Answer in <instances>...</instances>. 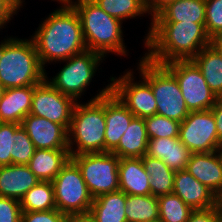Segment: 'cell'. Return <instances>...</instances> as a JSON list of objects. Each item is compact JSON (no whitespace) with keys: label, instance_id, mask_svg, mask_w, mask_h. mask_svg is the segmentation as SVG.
<instances>
[{"label":"cell","instance_id":"6da1fadb","mask_svg":"<svg viewBox=\"0 0 222 222\" xmlns=\"http://www.w3.org/2000/svg\"><path fill=\"white\" fill-rule=\"evenodd\" d=\"M145 36V57L156 64L189 60L210 45L205 23L151 22Z\"/></svg>","mask_w":222,"mask_h":222},{"label":"cell","instance_id":"7a4b0ae2","mask_svg":"<svg viewBox=\"0 0 222 222\" xmlns=\"http://www.w3.org/2000/svg\"><path fill=\"white\" fill-rule=\"evenodd\" d=\"M31 39L43 67L87 50L78 13L71 5H62L49 14Z\"/></svg>","mask_w":222,"mask_h":222},{"label":"cell","instance_id":"3957f363","mask_svg":"<svg viewBox=\"0 0 222 222\" xmlns=\"http://www.w3.org/2000/svg\"><path fill=\"white\" fill-rule=\"evenodd\" d=\"M110 91L111 84H108L87 103H76L68 130L70 156L104 152L105 95Z\"/></svg>","mask_w":222,"mask_h":222},{"label":"cell","instance_id":"277c9868","mask_svg":"<svg viewBox=\"0 0 222 222\" xmlns=\"http://www.w3.org/2000/svg\"><path fill=\"white\" fill-rule=\"evenodd\" d=\"M70 5L78 13L87 50L103 57L108 53L127 55L122 21L107 14L93 0H73Z\"/></svg>","mask_w":222,"mask_h":222},{"label":"cell","instance_id":"5b68a950","mask_svg":"<svg viewBox=\"0 0 222 222\" xmlns=\"http://www.w3.org/2000/svg\"><path fill=\"white\" fill-rule=\"evenodd\" d=\"M46 79L31 38L7 37L0 42V84L4 89L38 85Z\"/></svg>","mask_w":222,"mask_h":222},{"label":"cell","instance_id":"8992f818","mask_svg":"<svg viewBox=\"0 0 222 222\" xmlns=\"http://www.w3.org/2000/svg\"><path fill=\"white\" fill-rule=\"evenodd\" d=\"M138 63L139 76L151 85L157 105L156 114L181 123L190 111L175 76L164 65L151 62L145 56Z\"/></svg>","mask_w":222,"mask_h":222},{"label":"cell","instance_id":"52a82bcc","mask_svg":"<svg viewBox=\"0 0 222 222\" xmlns=\"http://www.w3.org/2000/svg\"><path fill=\"white\" fill-rule=\"evenodd\" d=\"M93 198L119 191L120 158L112 152L84 153L71 156Z\"/></svg>","mask_w":222,"mask_h":222},{"label":"cell","instance_id":"ba28073f","mask_svg":"<svg viewBox=\"0 0 222 222\" xmlns=\"http://www.w3.org/2000/svg\"><path fill=\"white\" fill-rule=\"evenodd\" d=\"M102 60L105 59L101 54L86 50L60 61L66 62L63 68L52 79H49L46 73V80L56 90L78 102V99L82 98V94L86 91L87 86L92 82L98 66L103 62Z\"/></svg>","mask_w":222,"mask_h":222},{"label":"cell","instance_id":"9c48e42d","mask_svg":"<svg viewBox=\"0 0 222 222\" xmlns=\"http://www.w3.org/2000/svg\"><path fill=\"white\" fill-rule=\"evenodd\" d=\"M56 209L61 213H88L94 198L77 164L70 158L52 181Z\"/></svg>","mask_w":222,"mask_h":222},{"label":"cell","instance_id":"30bf717a","mask_svg":"<svg viewBox=\"0 0 222 222\" xmlns=\"http://www.w3.org/2000/svg\"><path fill=\"white\" fill-rule=\"evenodd\" d=\"M179 83L188 110L211 109L217 100L216 94L207 85L201 71L191 60H174L163 64Z\"/></svg>","mask_w":222,"mask_h":222},{"label":"cell","instance_id":"8fae6325","mask_svg":"<svg viewBox=\"0 0 222 222\" xmlns=\"http://www.w3.org/2000/svg\"><path fill=\"white\" fill-rule=\"evenodd\" d=\"M134 78L131 70L119 78L111 77V91L135 117L145 118L156 114L157 105L151 85L143 77L139 82Z\"/></svg>","mask_w":222,"mask_h":222},{"label":"cell","instance_id":"7c38bea8","mask_svg":"<svg viewBox=\"0 0 222 222\" xmlns=\"http://www.w3.org/2000/svg\"><path fill=\"white\" fill-rule=\"evenodd\" d=\"M77 101L56 90L46 79L34 85L30 114L46 118L69 130Z\"/></svg>","mask_w":222,"mask_h":222},{"label":"cell","instance_id":"4fadbf2b","mask_svg":"<svg viewBox=\"0 0 222 222\" xmlns=\"http://www.w3.org/2000/svg\"><path fill=\"white\" fill-rule=\"evenodd\" d=\"M179 140L192 153L214 152L220 142L211 109L189 112L180 123Z\"/></svg>","mask_w":222,"mask_h":222},{"label":"cell","instance_id":"5bb4252c","mask_svg":"<svg viewBox=\"0 0 222 222\" xmlns=\"http://www.w3.org/2000/svg\"><path fill=\"white\" fill-rule=\"evenodd\" d=\"M21 125L35 149H68V130L64 126L30 113Z\"/></svg>","mask_w":222,"mask_h":222},{"label":"cell","instance_id":"9a60e30c","mask_svg":"<svg viewBox=\"0 0 222 222\" xmlns=\"http://www.w3.org/2000/svg\"><path fill=\"white\" fill-rule=\"evenodd\" d=\"M135 116L119 98L110 91L105 95V139L104 152H112Z\"/></svg>","mask_w":222,"mask_h":222},{"label":"cell","instance_id":"2e32d148","mask_svg":"<svg viewBox=\"0 0 222 222\" xmlns=\"http://www.w3.org/2000/svg\"><path fill=\"white\" fill-rule=\"evenodd\" d=\"M173 193L193 210H205L214 206V192L198 181L186 169L176 171Z\"/></svg>","mask_w":222,"mask_h":222},{"label":"cell","instance_id":"e0dca14e","mask_svg":"<svg viewBox=\"0 0 222 222\" xmlns=\"http://www.w3.org/2000/svg\"><path fill=\"white\" fill-rule=\"evenodd\" d=\"M40 180L28 165L10 164L0 167V197L21 200Z\"/></svg>","mask_w":222,"mask_h":222},{"label":"cell","instance_id":"ac0fdd59","mask_svg":"<svg viewBox=\"0 0 222 222\" xmlns=\"http://www.w3.org/2000/svg\"><path fill=\"white\" fill-rule=\"evenodd\" d=\"M34 86L5 89L0 101V123L22 124L31 110Z\"/></svg>","mask_w":222,"mask_h":222},{"label":"cell","instance_id":"d6986e66","mask_svg":"<svg viewBox=\"0 0 222 222\" xmlns=\"http://www.w3.org/2000/svg\"><path fill=\"white\" fill-rule=\"evenodd\" d=\"M146 155L162 160L171 170H185L192 152L177 138L149 139Z\"/></svg>","mask_w":222,"mask_h":222},{"label":"cell","instance_id":"ffe728a7","mask_svg":"<svg viewBox=\"0 0 222 222\" xmlns=\"http://www.w3.org/2000/svg\"><path fill=\"white\" fill-rule=\"evenodd\" d=\"M185 169L214 193L222 187V164L215 151L192 153Z\"/></svg>","mask_w":222,"mask_h":222},{"label":"cell","instance_id":"44dd1931","mask_svg":"<svg viewBox=\"0 0 222 222\" xmlns=\"http://www.w3.org/2000/svg\"><path fill=\"white\" fill-rule=\"evenodd\" d=\"M205 17V0H173L164 5L151 21L205 23Z\"/></svg>","mask_w":222,"mask_h":222},{"label":"cell","instance_id":"7402d4cb","mask_svg":"<svg viewBox=\"0 0 222 222\" xmlns=\"http://www.w3.org/2000/svg\"><path fill=\"white\" fill-rule=\"evenodd\" d=\"M118 175L119 190L126 195H151L150 176L141 158H120Z\"/></svg>","mask_w":222,"mask_h":222},{"label":"cell","instance_id":"603a6c76","mask_svg":"<svg viewBox=\"0 0 222 222\" xmlns=\"http://www.w3.org/2000/svg\"><path fill=\"white\" fill-rule=\"evenodd\" d=\"M71 158L69 149H35L27 164L40 181H53Z\"/></svg>","mask_w":222,"mask_h":222},{"label":"cell","instance_id":"cb8c5ba5","mask_svg":"<svg viewBox=\"0 0 222 222\" xmlns=\"http://www.w3.org/2000/svg\"><path fill=\"white\" fill-rule=\"evenodd\" d=\"M148 140L144 118L134 117L112 153L119 158H142L147 153Z\"/></svg>","mask_w":222,"mask_h":222},{"label":"cell","instance_id":"d4e9b609","mask_svg":"<svg viewBox=\"0 0 222 222\" xmlns=\"http://www.w3.org/2000/svg\"><path fill=\"white\" fill-rule=\"evenodd\" d=\"M125 207L126 194L119 190L94 198L89 212L96 222H127Z\"/></svg>","mask_w":222,"mask_h":222},{"label":"cell","instance_id":"484cf974","mask_svg":"<svg viewBox=\"0 0 222 222\" xmlns=\"http://www.w3.org/2000/svg\"><path fill=\"white\" fill-rule=\"evenodd\" d=\"M201 71L207 85L216 94L222 97V58L209 45L203 48L191 59Z\"/></svg>","mask_w":222,"mask_h":222},{"label":"cell","instance_id":"4316f807","mask_svg":"<svg viewBox=\"0 0 222 222\" xmlns=\"http://www.w3.org/2000/svg\"><path fill=\"white\" fill-rule=\"evenodd\" d=\"M142 163L150 176L151 195L159 197L173 193L175 171L171 170L162 160L144 155Z\"/></svg>","mask_w":222,"mask_h":222},{"label":"cell","instance_id":"83f0119b","mask_svg":"<svg viewBox=\"0 0 222 222\" xmlns=\"http://www.w3.org/2000/svg\"><path fill=\"white\" fill-rule=\"evenodd\" d=\"M127 222H159V205L153 195H126Z\"/></svg>","mask_w":222,"mask_h":222},{"label":"cell","instance_id":"f1b7e54d","mask_svg":"<svg viewBox=\"0 0 222 222\" xmlns=\"http://www.w3.org/2000/svg\"><path fill=\"white\" fill-rule=\"evenodd\" d=\"M22 212L56 209L54 188L51 181H39L20 200Z\"/></svg>","mask_w":222,"mask_h":222},{"label":"cell","instance_id":"f546056e","mask_svg":"<svg viewBox=\"0 0 222 222\" xmlns=\"http://www.w3.org/2000/svg\"><path fill=\"white\" fill-rule=\"evenodd\" d=\"M157 200L159 222H187L194 211L174 193L159 196Z\"/></svg>","mask_w":222,"mask_h":222},{"label":"cell","instance_id":"4dcf8cb0","mask_svg":"<svg viewBox=\"0 0 222 222\" xmlns=\"http://www.w3.org/2000/svg\"><path fill=\"white\" fill-rule=\"evenodd\" d=\"M103 11L123 22L147 14L149 9L141 0H93Z\"/></svg>","mask_w":222,"mask_h":222},{"label":"cell","instance_id":"1f68e13d","mask_svg":"<svg viewBox=\"0 0 222 222\" xmlns=\"http://www.w3.org/2000/svg\"><path fill=\"white\" fill-rule=\"evenodd\" d=\"M149 139L179 137L180 122L154 114L144 118Z\"/></svg>","mask_w":222,"mask_h":222},{"label":"cell","instance_id":"d6a6232c","mask_svg":"<svg viewBox=\"0 0 222 222\" xmlns=\"http://www.w3.org/2000/svg\"><path fill=\"white\" fill-rule=\"evenodd\" d=\"M35 151L29 135L22 125L13 133L11 164L27 165Z\"/></svg>","mask_w":222,"mask_h":222},{"label":"cell","instance_id":"836d02e7","mask_svg":"<svg viewBox=\"0 0 222 222\" xmlns=\"http://www.w3.org/2000/svg\"><path fill=\"white\" fill-rule=\"evenodd\" d=\"M205 29L210 38L222 34V0H205Z\"/></svg>","mask_w":222,"mask_h":222},{"label":"cell","instance_id":"e575fe53","mask_svg":"<svg viewBox=\"0 0 222 222\" xmlns=\"http://www.w3.org/2000/svg\"><path fill=\"white\" fill-rule=\"evenodd\" d=\"M20 126L16 123H0V167L11 164L12 137Z\"/></svg>","mask_w":222,"mask_h":222},{"label":"cell","instance_id":"d590c367","mask_svg":"<svg viewBox=\"0 0 222 222\" xmlns=\"http://www.w3.org/2000/svg\"><path fill=\"white\" fill-rule=\"evenodd\" d=\"M21 214L19 200L0 197V222H21Z\"/></svg>","mask_w":222,"mask_h":222},{"label":"cell","instance_id":"8d00e7d4","mask_svg":"<svg viewBox=\"0 0 222 222\" xmlns=\"http://www.w3.org/2000/svg\"><path fill=\"white\" fill-rule=\"evenodd\" d=\"M66 214L57 209L48 211L22 212L21 222H65Z\"/></svg>","mask_w":222,"mask_h":222},{"label":"cell","instance_id":"74e56055","mask_svg":"<svg viewBox=\"0 0 222 222\" xmlns=\"http://www.w3.org/2000/svg\"><path fill=\"white\" fill-rule=\"evenodd\" d=\"M187 222H222L215 209L194 210Z\"/></svg>","mask_w":222,"mask_h":222},{"label":"cell","instance_id":"f35d334b","mask_svg":"<svg viewBox=\"0 0 222 222\" xmlns=\"http://www.w3.org/2000/svg\"><path fill=\"white\" fill-rule=\"evenodd\" d=\"M19 10L10 0H0V30L6 23H9L13 15L18 13Z\"/></svg>","mask_w":222,"mask_h":222},{"label":"cell","instance_id":"ab89813d","mask_svg":"<svg viewBox=\"0 0 222 222\" xmlns=\"http://www.w3.org/2000/svg\"><path fill=\"white\" fill-rule=\"evenodd\" d=\"M216 122V130L219 142L222 141V97H218L215 105L211 108Z\"/></svg>","mask_w":222,"mask_h":222},{"label":"cell","instance_id":"60d3db41","mask_svg":"<svg viewBox=\"0 0 222 222\" xmlns=\"http://www.w3.org/2000/svg\"><path fill=\"white\" fill-rule=\"evenodd\" d=\"M65 222H96L95 218L88 213L68 214Z\"/></svg>","mask_w":222,"mask_h":222},{"label":"cell","instance_id":"b9f144b4","mask_svg":"<svg viewBox=\"0 0 222 222\" xmlns=\"http://www.w3.org/2000/svg\"><path fill=\"white\" fill-rule=\"evenodd\" d=\"M213 208L222 219V187L214 194Z\"/></svg>","mask_w":222,"mask_h":222},{"label":"cell","instance_id":"7bdbcfd3","mask_svg":"<svg viewBox=\"0 0 222 222\" xmlns=\"http://www.w3.org/2000/svg\"><path fill=\"white\" fill-rule=\"evenodd\" d=\"M210 45L222 58V34L211 38Z\"/></svg>","mask_w":222,"mask_h":222},{"label":"cell","instance_id":"ee69618b","mask_svg":"<svg viewBox=\"0 0 222 222\" xmlns=\"http://www.w3.org/2000/svg\"><path fill=\"white\" fill-rule=\"evenodd\" d=\"M143 4L149 9L151 17L157 13V0H141Z\"/></svg>","mask_w":222,"mask_h":222},{"label":"cell","instance_id":"f6af8a7d","mask_svg":"<svg viewBox=\"0 0 222 222\" xmlns=\"http://www.w3.org/2000/svg\"><path fill=\"white\" fill-rule=\"evenodd\" d=\"M215 152L220 160V163L222 164V141L217 145Z\"/></svg>","mask_w":222,"mask_h":222},{"label":"cell","instance_id":"bcb514c9","mask_svg":"<svg viewBox=\"0 0 222 222\" xmlns=\"http://www.w3.org/2000/svg\"><path fill=\"white\" fill-rule=\"evenodd\" d=\"M170 1L173 0H157V12Z\"/></svg>","mask_w":222,"mask_h":222},{"label":"cell","instance_id":"7dc6e473","mask_svg":"<svg viewBox=\"0 0 222 222\" xmlns=\"http://www.w3.org/2000/svg\"><path fill=\"white\" fill-rule=\"evenodd\" d=\"M18 9H20L22 5V0H10Z\"/></svg>","mask_w":222,"mask_h":222},{"label":"cell","instance_id":"c3c4849f","mask_svg":"<svg viewBox=\"0 0 222 222\" xmlns=\"http://www.w3.org/2000/svg\"><path fill=\"white\" fill-rule=\"evenodd\" d=\"M55 1V0H54ZM57 2H59V4L61 3V5H70V3L73 1V0H56ZM23 0H22V4H23Z\"/></svg>","mask_w":222,"mask_h":222},{"label":"cell","instance_id":"681fc988","mask_svg":"<svg viewBox=\"0 0 222 222\" xmlns=\"http://www.w3.org/2000/svg\"><path fill=\"white\" fill-rule=\"evenodd\" d=\"M4 88H3V86L0 84V101H1V98H2V95H3V93H4Z\"/></svg>","mask_w":222,"mask_h":222}]
</instances>
